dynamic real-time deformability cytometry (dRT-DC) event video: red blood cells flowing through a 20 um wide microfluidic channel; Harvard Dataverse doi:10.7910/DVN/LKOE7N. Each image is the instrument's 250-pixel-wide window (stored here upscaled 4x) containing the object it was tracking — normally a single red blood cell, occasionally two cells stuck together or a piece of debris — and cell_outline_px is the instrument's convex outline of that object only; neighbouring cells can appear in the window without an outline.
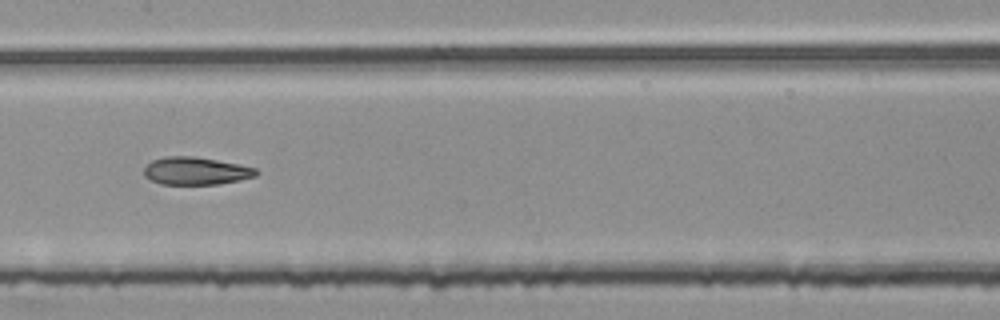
{"species": "common noctule bat (a hibernating species)", "species_latin": "Nyctalus noctula", "temperature_condition": "room temperature", "stored_images_in_passage": 54, "segment_of_instrument_passage": [2, 2], "camera_frame_rate_fps": 3000, "um_per_image_px": 0.085, "animal": {"sex": "female", "body_mass_g": 25.1}, "frame": {"image": 1, "passage_image": 27, "time_ms": 8.667, "image_size_px": [1000, 320], "cell_outline_px": [[260, 172], [256, 176], [240, 180], [220, 184], [160, 184], [144, 176], [144, 168], [152, 160], [164, 156], [192, 156], [216, 160], [256, 168]], "centroid_in_image_um": [16.65, 14.53], "position_along_channel_um": 190.8, "area_um2": 18.03}}
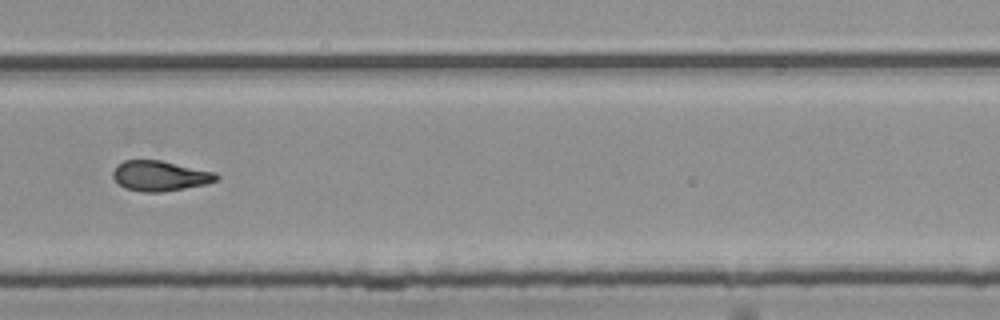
{"frame": {"image": 2, "passage_image": 37, "time_ms": 12.0, "image_size_px": [1000, 320], "cell_outline_px": [[220, 176], [216, 180], [208, 184], [160, 192], [140, 192], [124, 188], [112, 176], [112, 172], [124, 160], [160, 160], [216, 172]], "centroid_in_image_um": [13.62, 14.95], "position_along_channel_um": 316.2, "area_um2": 18.15}}
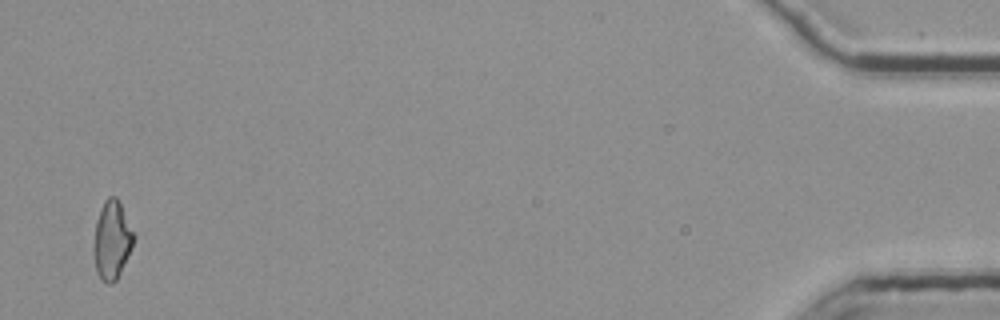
{"frame": {"image": 3, "passage_image": 53, "time_ms": 17.333, "image_size_px": [1000, 320], "cell_outline_px": [[136, 236], [132, 248], [116, 280], [112, 284], [108, 284], [100, 280], [96, 272], [92, 252], [92, 244], [96, 220], [100, 208], [104, 200], [108, 196], [116, 196]], "centroid_in_image_um": [9.48, 20.43], "position_along_channel_um": 425.7, "area_um2": 18.67}}